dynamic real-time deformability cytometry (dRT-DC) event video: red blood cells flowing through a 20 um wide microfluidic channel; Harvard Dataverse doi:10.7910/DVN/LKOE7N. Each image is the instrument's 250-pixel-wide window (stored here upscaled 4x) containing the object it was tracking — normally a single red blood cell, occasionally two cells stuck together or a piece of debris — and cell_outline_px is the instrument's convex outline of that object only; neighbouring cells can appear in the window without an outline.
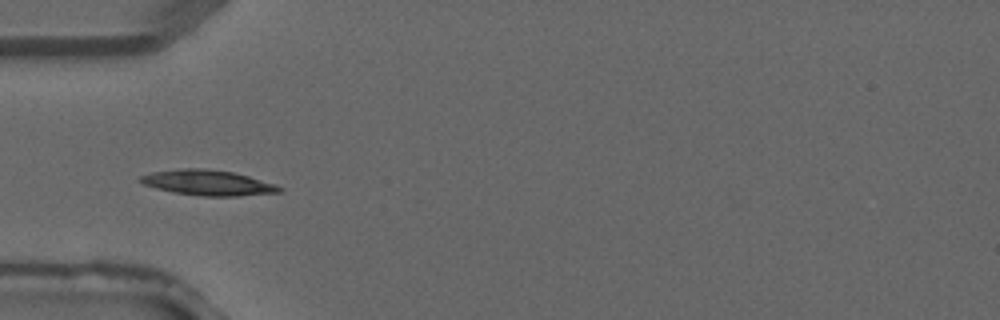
{"species": "common noctule bat (a hibernating species)", "species_latin": "Nyctalus noctula", "temperature_condition": "warm", "stored_images_in_passage": 2, "camera_frame_rate_fps": 3000, "um_per_image_px": 0.085, "animal": {"sex": "male", "forearm_length_mm": 52.5}, "frame": {"image": 1, "passage_image": 1, "time_ms": 0.0, "image_size_px": [1000, 320], "cell_outline_px": [[284, 188], [280, 192], [240, 196], [204, 196], [172, 192], [156, 188], [144, 184], [136, 180], [140, 176], [152, 172], [176, 168], [208, 168], [232, 172], [248, 176], [276, 184]], "centroid_in_image_um": [17.65, 15.52], "position_along_channel_um": 67.3, "area_um2": 20.69}}
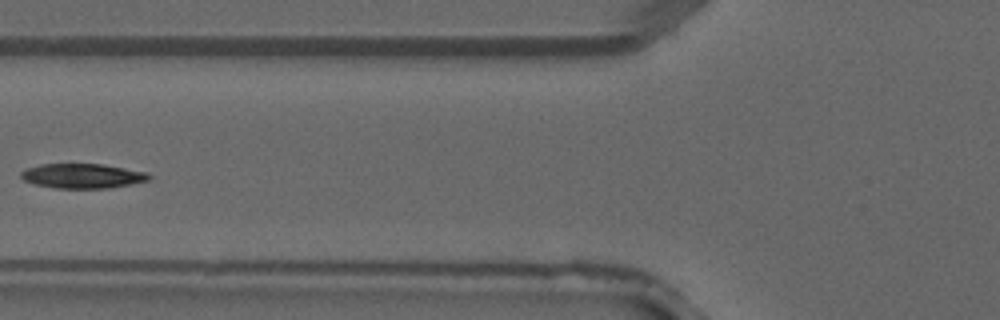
{"frame": {"image": 2, "passage_image": 2, "time_ms": 0.333, "image_size_px": [1000, 320], "cell_outline_px": [[152, 176], [148, 180], [112, 188], [56, 188], [36, 184], [24, 180], [20, 176], [20, 172], [28, 168], [40, 164], [104, 164], [148, 172]], "centroid_in_image_um": [7.04, 14.95], "position_along_channel_um": 118.8, "area_um2": 18.38}}